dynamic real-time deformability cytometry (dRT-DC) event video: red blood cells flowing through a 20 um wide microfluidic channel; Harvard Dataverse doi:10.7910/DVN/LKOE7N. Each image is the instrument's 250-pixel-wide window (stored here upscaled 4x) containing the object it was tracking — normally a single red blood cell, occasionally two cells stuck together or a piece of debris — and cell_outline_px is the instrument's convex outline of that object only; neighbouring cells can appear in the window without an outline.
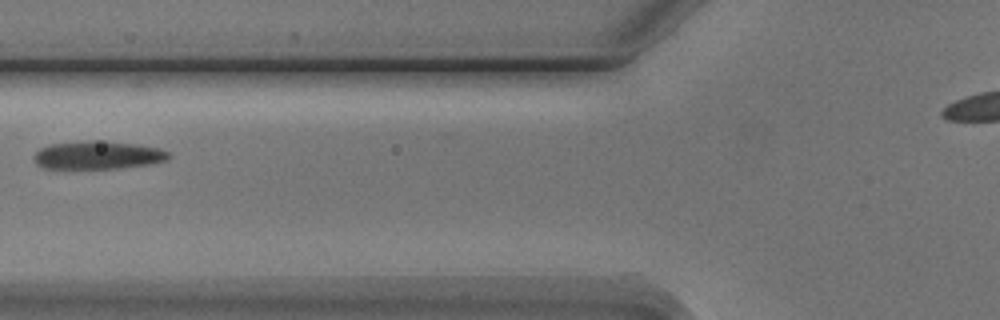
{"species": "Egyptian fruit bat (a non-hibernating species)", "species_latin": "Rousettus aegyptiacus", "temperature_condition": "cold", "stored_images_in_passage": 3, "camera_frame_rate_fps": 3000, "um_per_image_px": 0.085, "animal": {"sex": "male"}, "frame": {"image": 1, "passage_image": 3, "time_ms": 2.333, "image_size_px": [1000, 320], "cell_outline_px": [[172, 156], [168, 160], [148, 164], [120, 168], [44, 168], [36, 164], [32, 160], [32, 156], [40, 148], [48, 144], [92, 140], [136, 144], [160, 148], [168, 152]], "centroid_in_image_um": [8.29, 13.18], "position_along_channel_um": 117.5, "area_um2": 22.14}}